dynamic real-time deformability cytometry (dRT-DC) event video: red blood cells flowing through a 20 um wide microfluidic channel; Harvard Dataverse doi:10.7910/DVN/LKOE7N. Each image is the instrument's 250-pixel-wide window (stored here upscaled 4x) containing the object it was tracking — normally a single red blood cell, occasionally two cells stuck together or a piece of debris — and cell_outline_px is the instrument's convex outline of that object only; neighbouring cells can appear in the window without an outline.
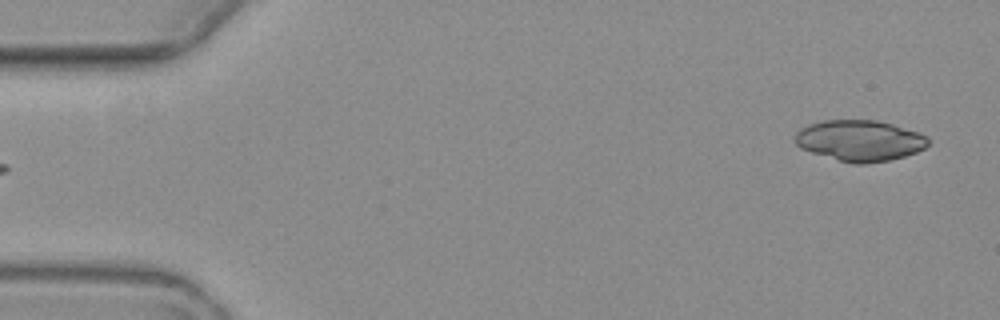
{"species": "common noctule bat (a hibernating species)", "species_latin": "Nyctalus noctula", "temperature_condition": "warm", "stored_images_in_passage": 4, "segment_of_instrument_passage": [2, 2], "camera_frame_rate_fps": 3000, "um_per_image_px": 0.085, "animal": {"sex": "female", "body_mass_g": 19.3, "forearm_length_mm": 54.1}, "frame": {"image": 1, "passage_image": 4, "time_ms": 4.667, "image_size_px": [1000, 320], "cell_outline_px": [[928, 144], [924, 148], [916, 152], [904, 156], [888, 160], [864, 164], [856, 164], [840, 160], [812, 152], [800, 148], [796, 144], [796, 132], [800, 128], [808, 124], [824, 120], [876, 120], [892, 124], [920, 132], [928, 136]], "centroid_in_image_um": [73.09, 11.93], "position_along_channel_um": 11.9, "area_um2": 31.62}}